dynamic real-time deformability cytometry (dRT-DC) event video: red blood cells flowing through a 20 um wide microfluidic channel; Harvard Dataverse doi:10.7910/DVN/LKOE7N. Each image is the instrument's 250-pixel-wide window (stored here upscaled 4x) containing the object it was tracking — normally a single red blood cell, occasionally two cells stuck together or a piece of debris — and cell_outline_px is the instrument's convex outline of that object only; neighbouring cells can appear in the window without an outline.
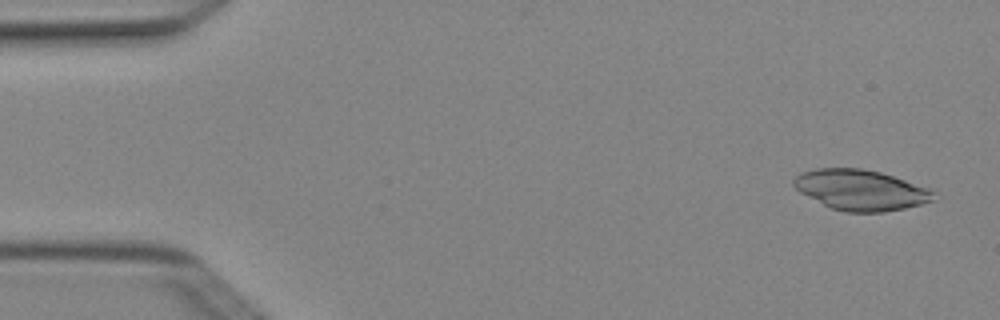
{"species": "Egyptian fruit bat (a non-hibernating species)", "species_latin": "Rousettus aegyptiacus", "temperature_condition": "cold", "stored_images_in_passage": 5, "camera_frame_rate_fps": 3000, "um_per_image_px": 0.085, "animal": {"sex": "female"}, "frame": {"image": 1, "passage_image": 1, "time_ms": 0.0, "image_size_px": [1000, 320], "cell_outline_px": [[936, 192], [932, 200], [920, 204], [904, 208], [884, 212], [848, 212], [832, 208], [800, 192], [792, 184], [792, 180], [800, 172], [816, 168], [860, 168], [880, 172], [932, 188]], "centroid_in_image_um": [73.17, 16.13], "position_along_channel_um": 11.8, "area_um2": 32.95}}